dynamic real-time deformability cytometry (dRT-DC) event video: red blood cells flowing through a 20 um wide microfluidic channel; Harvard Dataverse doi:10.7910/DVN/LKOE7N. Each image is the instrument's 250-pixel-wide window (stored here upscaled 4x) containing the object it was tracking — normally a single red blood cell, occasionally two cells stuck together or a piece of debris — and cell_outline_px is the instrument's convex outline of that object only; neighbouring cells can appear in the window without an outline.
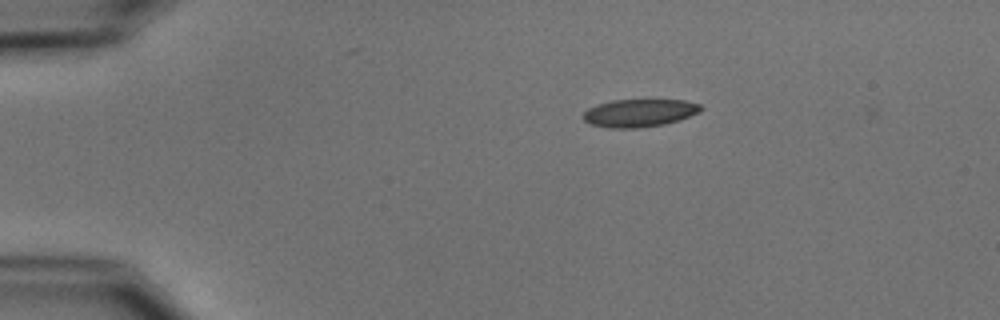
{"species": "common noctule bat (a hibernating species)", "species_latin": "Nyctalus noctula", "temperature_condition": "cold", "stored_images_in_passage": 15, "camera_frame_rate_fps": 3000, "um_per_image_px": 0.085, "animal": {"sex": "male", "body_mass_g": 15.6}, "frame": {"image": 1, "passage_image": 4, "time_ms": 1.0, "image_size_px": [1000, 320], "cell_outline_px": [[704, 108], [700, 112], [680, 120], [664, 124], [636, 128], [608, 128], [592, 124], [584, 120], [580, 116], [588, 108], [612, 100], [684, 100], [700, 104]], "centroid_in_image_um": [54.36, 9.6], "position_along_channel_um": 30.6, "area_um2": 19.07}}
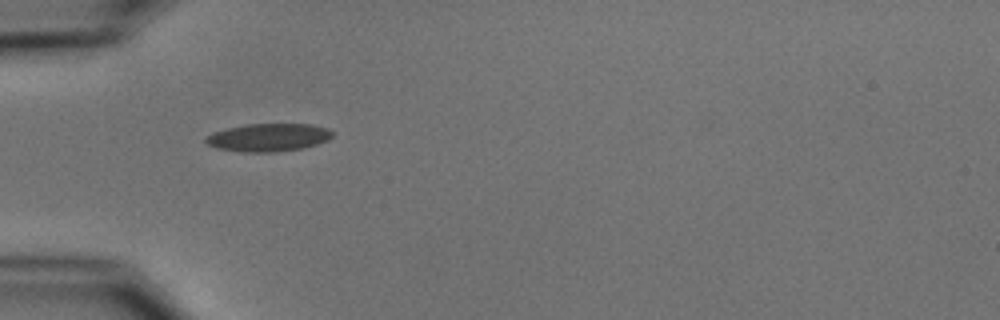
{"frame": {"image": 2, "passage_image": 11, "time_ms": 3.333, "image_size_px": [1000, 320], "cell_outline_px": [[332, 136], [328, 140], [316, 144], [300, 148], [276, 152], [244, 152], [216, 148], [208, 144], [204, 140], [204, 136], [212, 132], [228, 128], [248, 124], [312, 124], [328, 128], [332, 132]], "centroid_in_image_um": [22.78, 11.68], "position_along_channel_um": 62.2, "area_um2": 20.58}}